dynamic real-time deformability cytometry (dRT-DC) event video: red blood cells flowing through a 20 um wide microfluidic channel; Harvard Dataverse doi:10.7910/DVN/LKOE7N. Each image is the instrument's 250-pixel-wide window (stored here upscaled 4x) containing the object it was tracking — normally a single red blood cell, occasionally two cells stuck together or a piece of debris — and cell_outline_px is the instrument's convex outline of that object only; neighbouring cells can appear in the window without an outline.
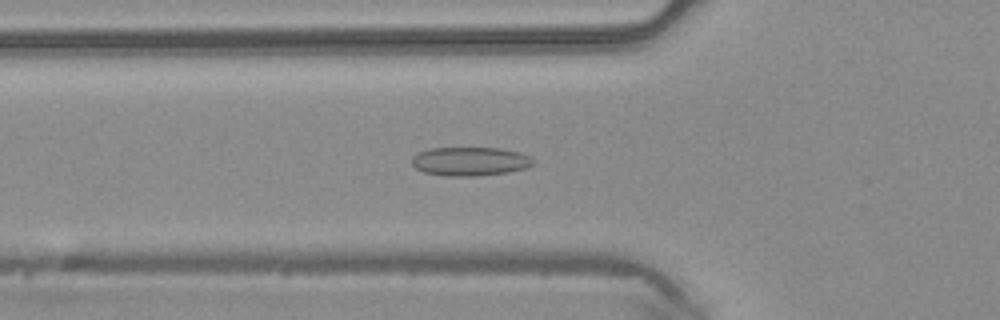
{"species": "common noctule bat (a hibernating species)", "species_latin": "Nyctalus noctula", "temperature_condition": "warm", "stored_images_in_passage": 48, "camera_frame_rate_fps": 3000, "um_per_image_px": 0.085, "animal": {"sex": "male", "body_mass_g": 20.4}, "frame": {"image": 1, "passage_image": 17, "time_ms": 5.333, "image_size_px": [1000, 320], "cell_outline_px": [[536, 164], [524, 168], [508, 172], [476, 176], [448, 176], [424, 172], [416, 168], [412, 164], [412, 156], [416, 152], [428, 148], [500, 148], [520, 152], [536, 160]], "centroid_in_image_um": [39.95, 13.71], "position_along_channel_um": 85.8, "area_um2": 20.52}}
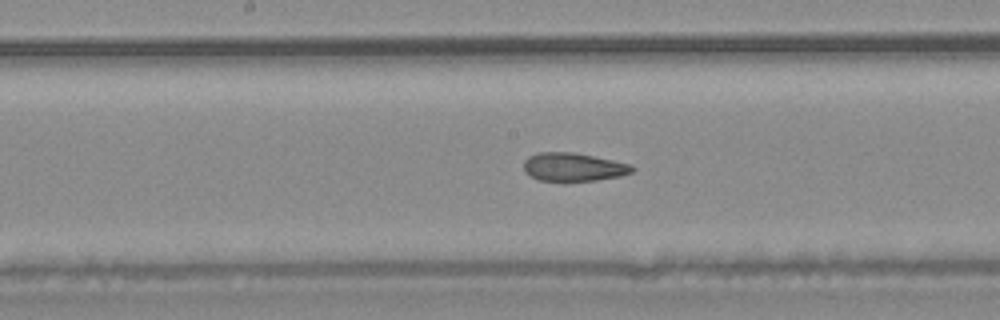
{"frame": {"image": 2, "passage_image": 25, "time_ms": 8.0, "image_size_px": [1000, 320], "cell_outline_px": [[636, 168], [632, 172], [620, 176], [596, 180], [564, 184], [540, 180], [524, 172], [524, 160], [528, 156], [536, 152], [576, 152], [632, 164]], "centroid_in_image_um": [48.73, 14.22], "position_along_channel_um": 199.5, "area_um2": 18.73}}
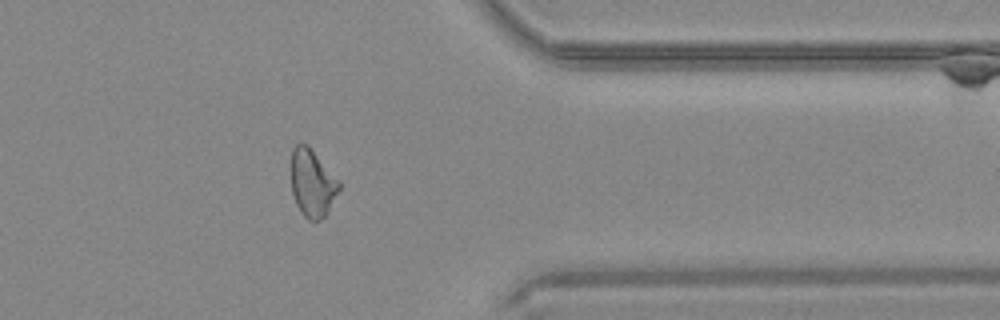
{"frame": {"image": 3, "passage_image": 39, "time_ms": 12.667, "image_size_px": [1000, 320], "cell_outline_px": [[340, 188], [324, 216], [320, 220], [308, 220], [300, 212], [296, 204], [292, 192], [292, 148], [296, 144], [308, 144], [340, 180]], "centroid_in_image_um": [26.55, 15.54], "position_along_channel_um": 384.9, "area_um2": 18.79}, "authors_computed_cell_mechanics": {"area_um2": 19.4786, "velocity_mm_per_s": 4.2329, "shape_relaxation_time_tau1_ms": null, "shape_relaxation_time_tau2_ms": 2.4184, "deformation_change_tau1": null, "deformation_change_tau2": 0.0825}}